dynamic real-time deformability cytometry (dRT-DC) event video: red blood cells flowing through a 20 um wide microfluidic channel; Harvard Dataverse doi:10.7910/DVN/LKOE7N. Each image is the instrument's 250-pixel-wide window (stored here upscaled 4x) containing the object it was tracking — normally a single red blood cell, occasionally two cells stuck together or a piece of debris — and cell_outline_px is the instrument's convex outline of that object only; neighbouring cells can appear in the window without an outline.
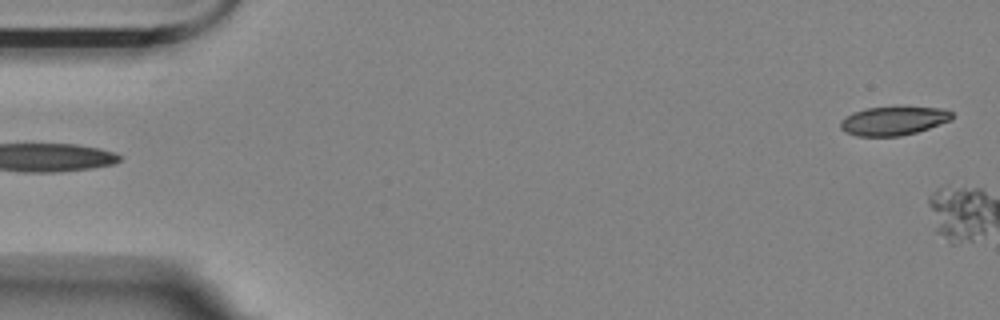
{"species": "Egyptian fruit bat (a non-hibernating species)", "species_latin": "Rousettus aegyptiacus", "temperature_condition": "room temperature", "stored_images_in_passage": 5, "camera_frame_rate_fps": 3000, "um_per_image_px": 0.085, "animal": {"sex": "female"}, "frame": {"image": 1, "passage_image": 5, "time_ms": 1.333, "image_size_px": [1000, 320], "cell_outline_px": [[952, 120], [916, 132], [900, 136], [856, 136], [844, 132], [840, 128], [840, 120], [844, 116], [852, 112], [864, 108], [900, 104], [944, 108], [952, 112]], "centroid_in_image_um": [75.93, 10.21], "position_along_channel_um": 9.1, "area_um2": 19.71}}